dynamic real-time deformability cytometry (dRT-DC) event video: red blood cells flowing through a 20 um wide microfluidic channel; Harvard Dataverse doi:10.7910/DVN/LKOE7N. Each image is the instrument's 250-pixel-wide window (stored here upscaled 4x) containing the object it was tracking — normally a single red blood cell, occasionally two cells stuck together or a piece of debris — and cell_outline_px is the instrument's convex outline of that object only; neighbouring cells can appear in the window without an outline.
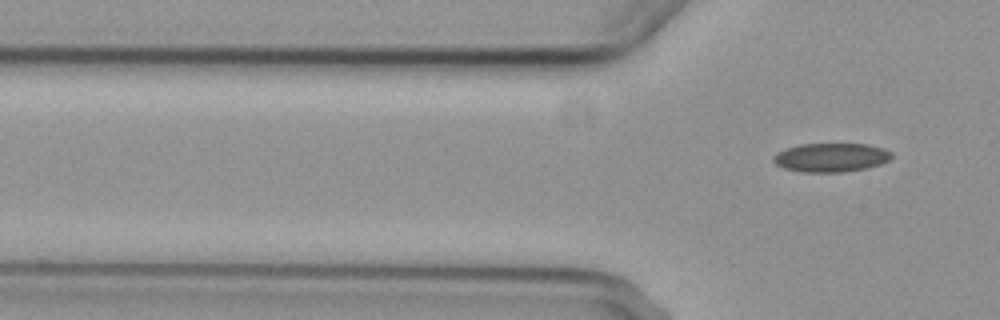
{"species": "common noctule bat (a hibernating species)", "species_latin": "Nyctalus noctula", "temperature_condition": "cold", "stored_images_in_passage": 6, "segment_of_instrument_passage": [2, 2], "camera_frame_rate_fps": 3000, "um_per_image_px": 0.085, "animal": {"sex": "female", "body_mass_g": 29.2, "forearm_length_mm": 56.3}, "frame": {"image": 1, "passage_image": 6, "time_ms": 6.0, "image_size_px": [1000, 320], "cell_outline_px": [[892, 156], [888, 160], [880, 164], [864, 168], [844, 172], [800, 172], [784, 168], [776, 164], [772, 160], [772, 156], [776, 152], [800, 144], [868, 144], [884, 148], [892, 152]], "centroid_in_image_um": [70.61, 13.38], "position_along_channel_um": 55.2, "area_um2": 19.88}}